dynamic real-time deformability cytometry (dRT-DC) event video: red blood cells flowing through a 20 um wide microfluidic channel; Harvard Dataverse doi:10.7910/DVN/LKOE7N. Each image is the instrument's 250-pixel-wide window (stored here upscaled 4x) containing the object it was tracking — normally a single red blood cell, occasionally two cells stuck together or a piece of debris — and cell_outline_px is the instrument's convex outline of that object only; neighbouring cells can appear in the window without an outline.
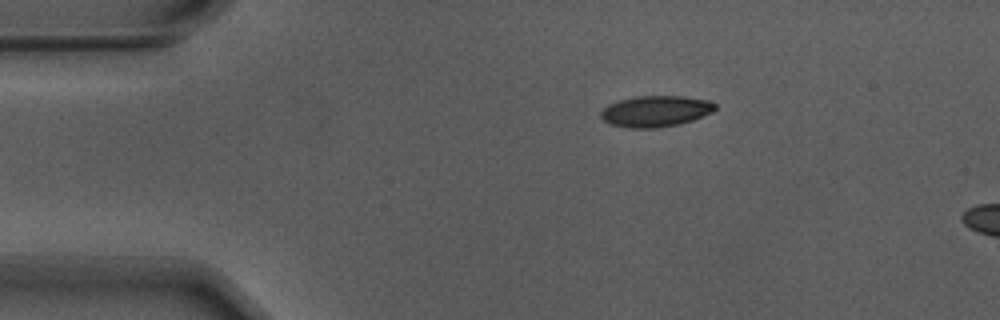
{"species": "Egyptian fruit bat (a non-hibernating species)", "species_latin": "Rousettus aegyptiacus", "temperature_condition": "warm", "stored_images_in_passage": 8, "camera_frame_rate_fps": 3000, "um_per_image_px": 0.085, "animal": {"sex": "male"}, "frame": {"image": 1, "passage_image": 1, "time_ms": 0.0, "image_size_px": [1000, 320], "cell_outline_px": [[716, 108], [712, 112], [692, 120], [680, 124], [656, 128], [628, 128], [612, 124], [604, 120], [600, 116], [600, 112], [608, 104], [620, 100], [636, 96], [684, 96], [708, 100], [716, 104]], "centroid_in_image_um": [55.73, 9.45], "position_along_channel_um": 29.3, "area_um2": 20.69}}